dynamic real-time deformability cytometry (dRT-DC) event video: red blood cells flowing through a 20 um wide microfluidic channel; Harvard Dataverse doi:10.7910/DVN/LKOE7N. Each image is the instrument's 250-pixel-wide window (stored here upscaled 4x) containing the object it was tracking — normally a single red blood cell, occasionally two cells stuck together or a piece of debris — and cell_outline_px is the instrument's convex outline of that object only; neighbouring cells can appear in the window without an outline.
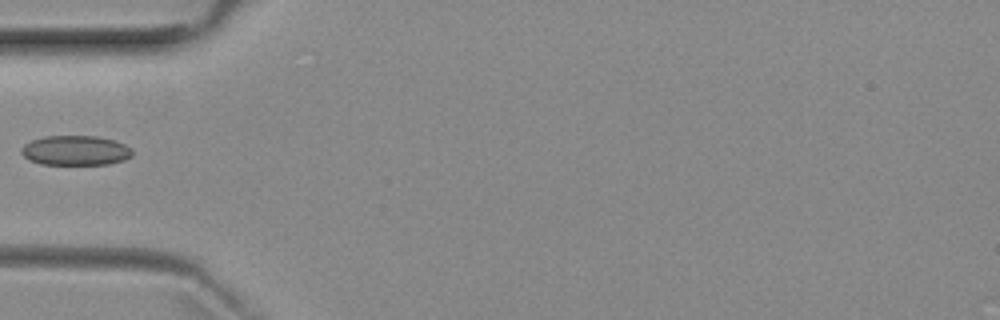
{"species": "common noctule bat (a hibernating species)", "species_latin": "Nyctalus noctula", "temperature_condition": "room temperature", "stored_images_in_passage": 3, "camera_frame_rate_fps": 3000, "um_per_image_px": 0.085, "animal": {"sex": "female", "body_mass_g": 29.2, "forearm_length_mm": 56.3}, "frame": {"image": 1, "passage_image": 3, "time_ms": 4.0, "image_size_px": [1000, 320], "cell_outline_px": [[132, 156], [124, 160], [108, 164], [40, 164], [28, 160], [20, 152], [20, 148], [24, 144], [32, 140], [44, 136], [96, 136], [116, 140], [132, 148]], "centroid_in_image_um": [6.41, 12.78], "position_along_channel_um": 78.6, "area_um2": 19.42}}